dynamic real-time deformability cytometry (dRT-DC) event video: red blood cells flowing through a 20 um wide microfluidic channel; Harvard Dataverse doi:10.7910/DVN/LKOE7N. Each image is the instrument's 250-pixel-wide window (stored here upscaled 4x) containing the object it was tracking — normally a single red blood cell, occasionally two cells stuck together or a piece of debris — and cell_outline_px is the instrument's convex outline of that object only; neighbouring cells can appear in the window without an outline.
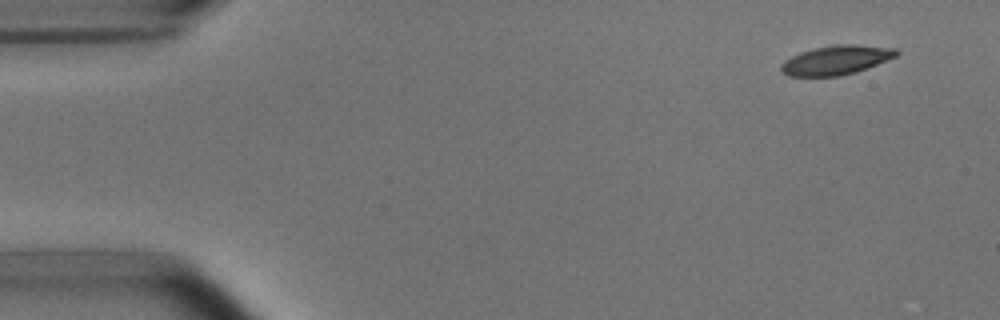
{"species": "common noctule bat (a hibernating species)", "species_latin": "Nyctalus noctula", "temperature_condition": "room temperature", "stored_images_in_passage": 5, "segment_of_instrument_passage": [1, 2], "camera_frame_rate_fps": 3000, "um_per_image_px": 0.085, "animal": {"sex": "male", "body_mass_g": 15.6}, "frame": {"image": 1, "passage_image": 1, "time_ms": 0.0, "image_size_px": [1000, 320], "cell_outline_px": [[900, 52], [896, 56], [868, 68], [856, 72], [840, 76], [788, 76], [780, 72], [780, 64], [784, 60], [800, 52], [812, 48], [828, 44], [856, 44], [896, 48]], "centroid_in_image_um": [71.05, 5.09], "position_along_channel_um": 14.0, "area_um2": 20.0}}
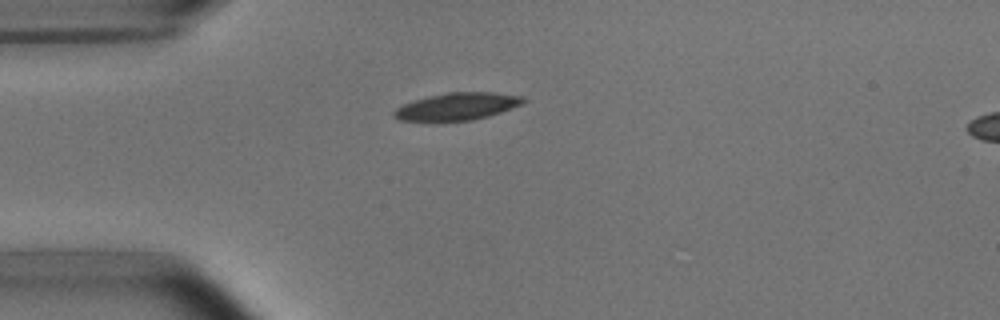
{"frame": {"image": 2, "passage_image": 4, "time_ms": 3.333, "image_size_px": [1000, 320], "cell_outline_px": [[528, 100], [520, 104], [500, 112], [488, 116], [472, 120], [436, 124], [400, 120], [392, 116], [392, 112], [396, 108], [412, 100], [428, 96], [448, 92], [492, 92], [520, 96]], "centroid_in_image_um": [38.74, 9.09], "position_along_channel_um": 46.3, "area_um2": 21.27}}